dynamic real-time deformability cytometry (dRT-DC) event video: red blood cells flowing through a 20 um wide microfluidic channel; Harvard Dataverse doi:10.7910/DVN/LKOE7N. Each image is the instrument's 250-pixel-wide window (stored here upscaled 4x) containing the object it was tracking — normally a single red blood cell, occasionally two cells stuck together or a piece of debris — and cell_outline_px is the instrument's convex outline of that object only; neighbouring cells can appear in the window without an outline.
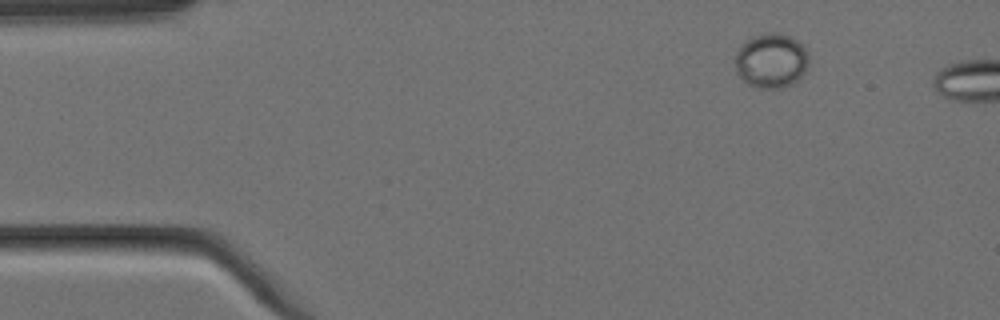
{"species": "Egyptian fruit bat (a non-hibernating species)", "species_latin": "Rousettus aegyptiacus", "temperature_condition": "cold", "stored_images_in_passage": 5, "camera_frame_rate_fps": 3000, "um_per_image_px": 0.085, "animal": {"sex": "female"}, "frame": {"image": 1, "passage_image": 1, "time_ms": 0.0, "image_size_px": [1000, 320], "cell_outline_px": [[808, 64], [804, 72], [792, 84], [780, 88], [756, 88], [748, 84], [736, 72], [736, 52], [752, 36], [768, 32], [780, 32], [796, 40], [804, 48], [808, 56]], "centroid_in_image_um": [65.55, 5.16], "position_along_channel_um": 19.5, "area_um2": 23.18}}